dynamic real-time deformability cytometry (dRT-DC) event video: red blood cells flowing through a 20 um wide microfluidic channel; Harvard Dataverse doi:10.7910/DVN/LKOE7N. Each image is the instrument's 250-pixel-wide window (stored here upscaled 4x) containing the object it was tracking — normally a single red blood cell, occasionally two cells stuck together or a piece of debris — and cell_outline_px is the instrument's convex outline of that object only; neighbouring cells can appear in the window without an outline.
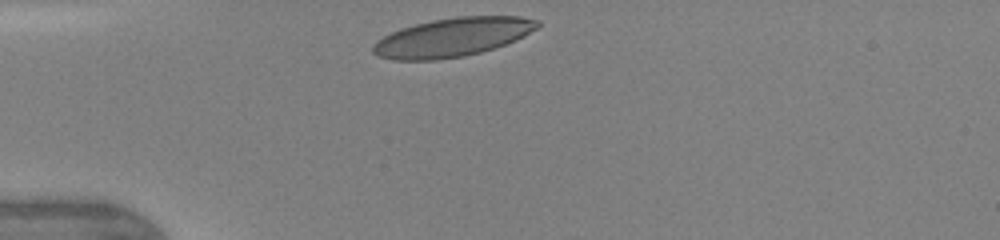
{"species": "human", "species_latin": "Homo sapiens", "temperature_condition": "warm", "stored_images_in_passage": 22, "camera_frame_rate_fps": 3000, "um_per_image_px": 0.085, "donor": {"sex": "female"}, "frame": {"image": 1, "passage_image": 1, "time_ms": 0.0, "image_size_px": [1000, 240], "cell_outline_px": [[540, 24], [536, 28], [524, 36], [516, 40], [480, 52], [464, 56], [436, 60], [392, 60], [380, 56], [372, 52], [372, 44], [376, 40], [400, 28], [432, 20], [456, 16], [520, 16], [540, 20]], "centroid_in_image_um": [38.45, 3.16], "position_along_channel_um": 46.6, "area_um2": 37.11}, "authors_computed_cell_mechanics": {"area_um2": 35.8938, "velocity_mm_per_s": 4.2713, "shape_relaxation_time_tau1_ms": 2.4048, "shape_relaxation_time_tau2_ms": null, "deformation_change_tau1": 0.1387, "deformation_change_tau2": null}}